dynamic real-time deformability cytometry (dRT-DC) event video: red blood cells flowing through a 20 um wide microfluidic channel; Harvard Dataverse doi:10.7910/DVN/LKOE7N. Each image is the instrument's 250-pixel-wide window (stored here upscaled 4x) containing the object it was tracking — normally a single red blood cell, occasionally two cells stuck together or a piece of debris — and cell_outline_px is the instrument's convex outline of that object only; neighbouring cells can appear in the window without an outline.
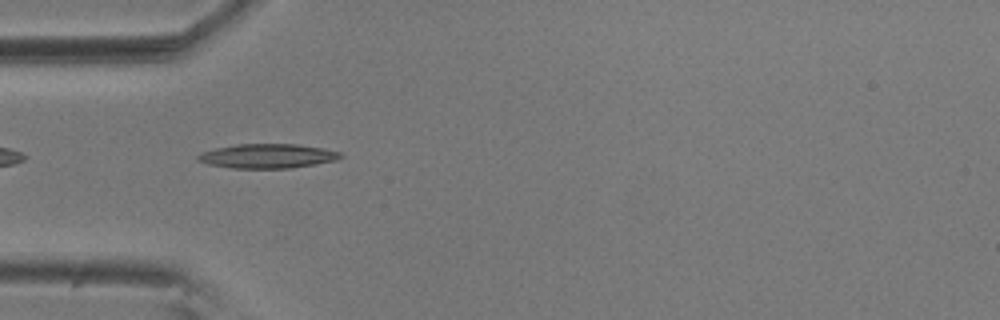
{"species": "common noctule bat (a hibernating species)", "species_latin": "Nyctalus noctula", "temperature_condition": "room temperature", "stored_images_in_passage": 11, "camera_frame_rate_fps": 3000, "um_per_image_px": 0.085, "animal": {"sex": "male", "body_mass_g": 20.5, "forearm_length_mm": 52.5}, "frame": {"image": 1, "passage_image": 2, "time_ms": 0.333, "image_size_px": [1000, 320], "cell_outline_px": [[344, 156], [336, 160], [316, 164], [292, 168], [232, 168], [208, 164], [196, 160], [196, 156], [200, 152], [216, 148], [236, 144], [300, 144], [324, 148], [340, 152]], "centroid_in_image_um": [22.74, 13.26], "position_along_channel_um": 62.3, "area_um2": 20.4}}
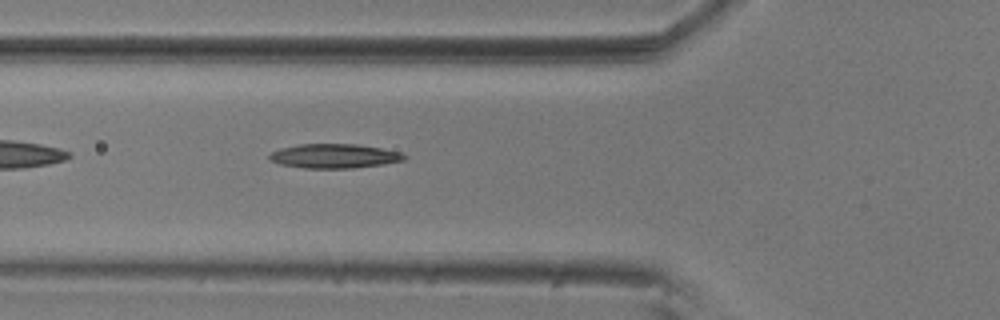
{"frame": {"image": 2, "passage_image": 5, "time_ms": 1.333, "image_size_px": [1000, 320], "cell_outline_px": [[408, 156], [404, 160], [384, 164], [352, 168], [304, 168], [280, 164], [268, 160], [268, 156], [272, 152], [280, 148], [300, 144], [356, 144], [380, 148], [400, 152]], "centroid_in_image_um": [28.4, 13.26], "position_along_channel_um": 97.4, "area_um2": 19.07}}
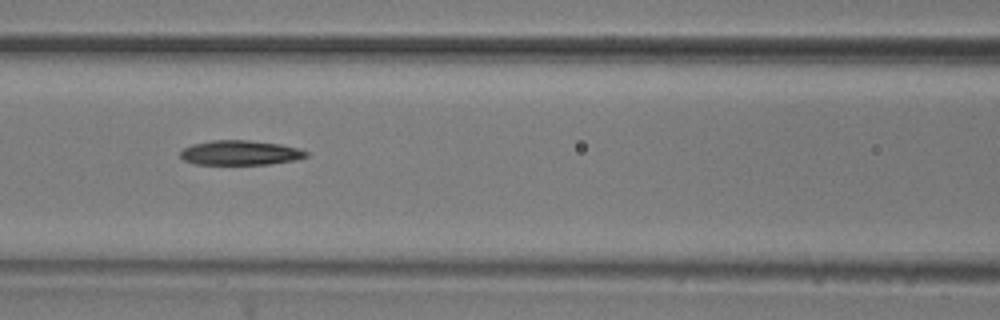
{"frame": {"image": 3, "passage_image": 9, "time_ms": 2.667, "image_size_px": [1000, 320], "cell_outline_px": [[308, 156], [296, 160], [268, 164], [196, 164], [184, 160], [180, 156], [180, 152], [184, 148], [192, 144], [212, 140], [248, 140], [280, 144], [300, 148], [308, 152]], "centroid_in_image_um": [20.44, 12.98], "position_along_channel_um": 146.2, "area_um2": 18.09}}